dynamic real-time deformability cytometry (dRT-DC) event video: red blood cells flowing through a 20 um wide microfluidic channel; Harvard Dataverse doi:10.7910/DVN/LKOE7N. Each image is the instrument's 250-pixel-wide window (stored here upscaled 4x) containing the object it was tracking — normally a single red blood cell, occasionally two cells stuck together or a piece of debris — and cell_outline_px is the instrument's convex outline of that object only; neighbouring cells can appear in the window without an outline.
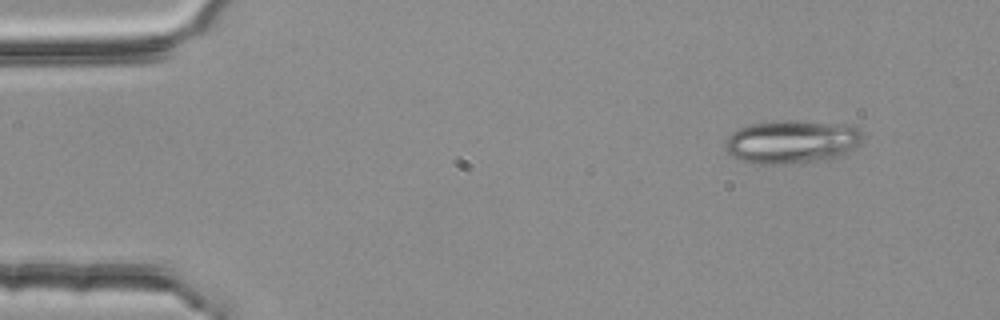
{"species": "common noctule bat (a hibernating species)", "species_latin": "Nyctalus noctula", "temperature_condition": "room temperature", "stored_images_in_passage": 3, "camera_frame_rate_fps": 3000, "um_per_image_px": 0.085, "animal": {"sex": "female", "body_mass_g": 25.1}, "frame": {"image": 1, "passage_image": 1, "time_ms": 0.0, "image_size_px": [1000, 320], "cell_outline_px": [[864, 140], [856, 148], [848, 152], [828, 160], [784, 164], [760, 164], [744, 160], [732, 156], [724, 148], [724, 140], [732, 132], [740, 128], [752, 124], [772, 120], [788, 120], [856, 124], [864, 132]], "centroid_in_image_um": [67.39, 12.03], "position_along_channel_um": 17.6, "area_um2": 35.55}}